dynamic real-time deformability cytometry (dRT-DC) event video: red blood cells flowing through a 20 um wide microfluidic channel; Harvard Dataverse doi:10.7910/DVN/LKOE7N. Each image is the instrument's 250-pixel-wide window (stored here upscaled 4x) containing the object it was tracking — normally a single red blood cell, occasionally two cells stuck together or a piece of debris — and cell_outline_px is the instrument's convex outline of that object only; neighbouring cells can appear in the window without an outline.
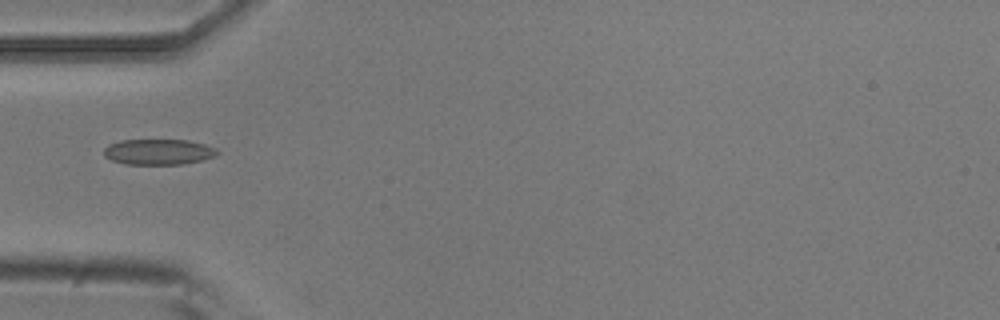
{"species": "common noctule bat (a hibernating species)", "species_latin": "Nyctalus noctula", "temperature_condition": "room temperature", "stored_images_in_passage": 3, "camera_frame_rate_fps": 3000, "um_per_image_px": 0.085, "animal": {"sex": "male", "body_mass_g": 20.5, "forearm_length_mm": 52.5}, "frame": {"image": 1, "passage_image": 2, "time_ms": 0.333, "image_size_px": [1000, 320], "cell_outline_px": [[220, 152], [212, 156], [200, 160], [184, 164], [124, 164], [112, 160], [104, 156], [104, 148], [108, 144], [120, 140], [188, 140], [204, 144], [216, 148]], "centroid_in_image_um": [13.43, 12.9], "position_along_channel_um": 71.6, "area_um2": 16.88}}
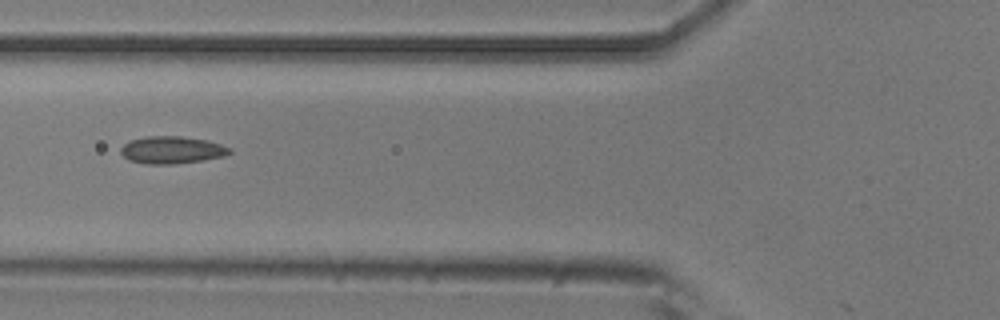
{"frame": {"image": 2, "passage_image": 3, "time_ms": 0.667, "image_size_px": [1000, 320], "cell_outline_px": [[232, 152], [224, 156], [204, 160], [172, 164], [144, 164], [128, 160], [120, 152], [120, 148], [128, 140], [144, 136], [180, 136], [208, 140], [232, 148]], "centroid_in_image_um": [14.59, 12.74], "position_along_channel_um": 111.2, "area_um2": 17.57}}